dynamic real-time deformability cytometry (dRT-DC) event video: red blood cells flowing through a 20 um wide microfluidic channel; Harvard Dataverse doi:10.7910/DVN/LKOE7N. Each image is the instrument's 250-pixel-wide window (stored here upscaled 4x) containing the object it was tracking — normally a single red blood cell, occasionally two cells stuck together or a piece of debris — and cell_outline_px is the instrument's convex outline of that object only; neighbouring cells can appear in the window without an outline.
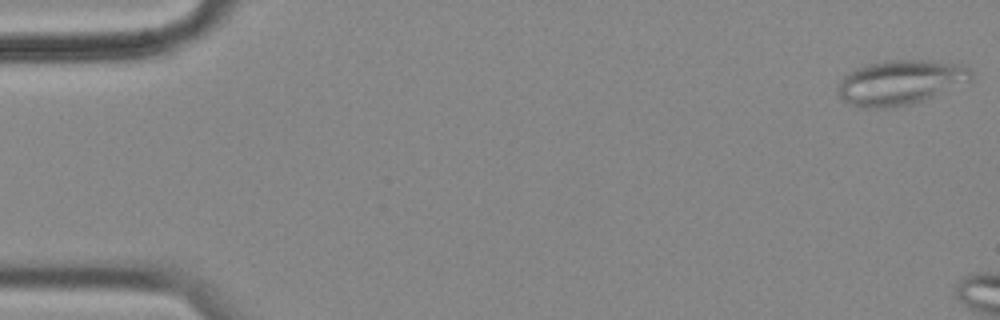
{"species": "common noctule bat (a hibernating species)", "species_latin": "Nyctalus noctula", "temperature_condition": "cold", "stored_images_in_passage": 6, "camera_frame_rate_fps": 3000, "um_per_image_px": 0.085, "animal": {"sex": "female", "body_mass_g": 18.4}, "frame": {"image": 1, "passage_image": 1, "time_ms": 0.0, "image_size_px": [1000, 320], "cell_outline_px": [[972, 80], [932, 96], [908, 104], [884, 108], [864, 108], [852, 104], [844, 100], [836, 92], [836, 88], [840, 80], [848, 72], [856, 68], [868, 64], [888, 60], [932, 60], [956, 64], [968, 68], [972, 72]], "centroid_in_image_um": [76.48, 6.99], "position_along_channel_um": 8.5, "area_um2": 34.28}}